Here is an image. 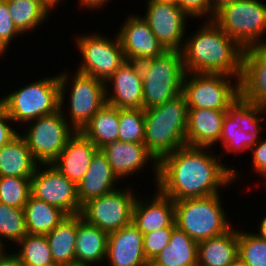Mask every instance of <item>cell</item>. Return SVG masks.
Masks as SVG:
<instances>
[{
	"mask_svg": "<svg viewBox=\"0 0 266 266\" xmlns=\"http://www.w3.org/2000/svg\"><path fill=\"white\" fill-rule=\"evenodd\" d=\"M209 150L184 146L164 156L158 162L155 187L174 202L219 194L221 189L239 179V172L227 167L219 154Z\"/></svg>",
	"mask_w": 266,
	"mask_h": 266,
	"instance_id": "obj_1",
	"label": "cell"
},
{
	"mask_svg": "<svg viewBox=\"0 0 266 266\" xmlns=\"http://www.w3.org/2000/svg\"><path fill=\"white\" fill-rule=\"evenodd\" d=\"M198 29L186 36L181 51L185 72L226 74L240 80L244 49L213 20L202 22Z\"/></svg>",
	"mask_w": 266,
	"mask_h": 266,
	"instance_id": "obj_2",
	"label": "cell"
},
{
	"mask_svg": "<svg viewBox=\"0 0 266 266\" xmlns=\"http://www.w3.org/2000/svg\"><path fill=\"white\" fill-rule=\"evenodd\" d=\"M144 145L159 162L164 156L186 146L188 108L180 93L165 103L144 110Z\"/></svg>",
	"mask_w": 266,
	"mask_h": 266,
	"instance_id": "obj_3",
	"label": "cell"
},
{
	"mask_svg": "<svg viewBox=\"0 0 266 266\" xmlns=\"http://www.w3.org/2000/svg\"><path fill=\"white\" fill-rule=\"evenodd\" d=\"M143 84V109L169 101L182 93L185 70L182 53L165 50L161 55L139 62Z\"/></svg>",
	"mask_w": 266,
	"mask_h": 266,
	"instance_id": "obj_4",
	"label": "cell"
},
{
	"mask_svg": "<svg viewBox=\"0 0 266 266\" xmlns=\"http://www.w3.org/2000/svg\"><path fill=\"white\" fill-rule=\"evenodd\" d=\"M221 203L220 193L175 201L176 227L198 243L225 234L232 228V223Z\"/></svg>",
	"mask_w": 266,
	"mask_h": 266,
	"instance_id": "obj_5",
	"label": "cell"
},
{
	"mask_svg": "<svg viewBox=\"0 0 266 266\" xmlns=\"http://www.w3.org/2000/svg\"><path fill=\"white\" fill-rule=\"evenodd\" d=\"M0 104L18 128L41 116L60 109V83L58 74L19 87L0 98ZM21 123V124H20ZM20 124V125H19ZM24 124V125H23Z\"/></svg>",
	"mask_w": 266,
	"mask_h": 266,
	"instance_id": "obj_6",
	"label": "cell"
},
{
	"mask_svg": "<svg viewBox=\"0 0 266 266\" xmlns=\"http://www.w3.org/2000/svg\"><path fill=\"white\" fill-rule=\"evenodd\" d=\"M58 77L60 83V110L64 113L63 116L70 126L75 131H81L96 112L106 104L105 83L77 71L73 75L65 70V72L59 73ZM66 93L69 97L65 99ZM67 99L69 100L67 105H69L70 114L64 110V107H66L64 101Z\"/></svg>",
	"mask_w": 266,
	"mask_h": 266,
	"instance_id": "obj_7",
	"label": "cell"
},
{
	"mask_svg": "<svg viewBox=\"0 0 266 266\" xmlns=\"http://www.w3.org/2000/svg\"><path fill=\"white\" fill-rule=\"evenodd\" d=\"M213 21L243 49L266 44V4L260 0L228 4L215 14Z\"/></svg>",
	"mask_w": 266,
	"mask_h": 266,
	"instance_id": "obj_8",
	"label": "cell"
},
{
	"mask_svg": "<svg viewBox=\"0 0 266 266\" xmlns=\"http://www.w3.org/2000/svg\"><path fill=\"white\" fill-rule=\"evenodd\" d=\"M182 93L188 109L227 111L240 97L239 79L226 74L185 73Z\"/></svg>",
	"mask_w": 266,
	"mask_h": 266,
	"instance_id": "obj_9",
	"label": "cell"
},
{
	"mask_svg": "<svg viewBox=\"0 0 266 266\" xmlns=\"http://www.w3.org/2000/svg\"><path fill=\"white\" fill-rule=\"evenodd\" d=\"M27 124L22 128L25 131L19 133L25 139L34 160L41 165L51 164L76 132L60 109Z\"/></svg>",
	"mask_w": 266,
	"mask_h": 266,
	"instance_id": "obj_10",
	"label": "cell"
},
{
	"mask_svg": "<svg viewBox=\"0 0 266 266\" xmlns=\"http://www.w3.org/2000/svg\"><path fill=\"white\" fill-rule=\"evenodd\" d=\"M97 32L90 35L81 33L75 37L76 47L82 56L76 71L105 83L126 59L117 34H114L113 39Z\"/></svg>",
	"mask_w": 266,
	"mask_h": 266,
	"instance_id": "obj_11",
	"label": "cell"
},
{
	"mask_svg": "<svg viewBox=\"0 0 266 266\" xmlns=\"http://www.w3.org/2000/svg\"><path fill=\"white\" fill-rule=\"evenodd\" d=\"M129 188L130 186L122 190L119 187L87 201L81 208L82 219L108 234L131 224L137 195L134 189Z\"/></svg>",
	"mask_w": 266,
	"mask_h": 266,
	"instance_id": "obj_12",
	"label": "cell"
},
{
	"mask_svg": "<svg viewBox=\"0 0 266 266\" xmlns=\"http://www.w3.org/2000/svg\"><path fill=\"white\" fill-rule=\"evenodd\" d=\"M31 195L60 208L67 215L81 212L82 206L77 197L76 184L51 164H38L36 167L31 178Z\"/></svg>",
	"mask_w": 266,
	"mask_h": 266,
	"instance_id": "obj_13",
	"label": "cell"
},
{
	"mask_svg": "<svg viewBox=\"0 0 266 266\" xmlns=\"http://www.w3.org/2000/svg\"><path fill=\"white\" fill-rule=\"evenodd\" d=\"M143 19L165 50L182 51L190 18L178 5L146 0Z\"/></svg>",
	"mask_w": 266,
	"mask_h": 266,
	"instance_id": "obj_14",
	"label": "cell"
},
{
	"mask_svg": "<svg viewBox=\"0 0 266 266\" xmlns=\"http://www.w3.org/2000/svg\"><path fill=\"white\" fill-rule=\"evenodd\" d=\"M141 16L138 13L129 15L115 33L119 37L125 59L128 61H145L165 51Z\"/></svg>",
	"mask_w": 266,
	"mask_h": 266,
	"instance_id": "obj_15",
	"label": "cell"
},
{
	"mask_svg": "<svg viewBox=\"0 0 266 266\" xmlns=\"http://www.w3.org/2000/svg\"><path fill=\"white\" fill-rule=\"evenodd\" d=\"M105 96L107 104L119 109H143V84L139 62L126 60L105 82Z\"/></svg>",
	"mask_w": 266,
	"mask_h": 266,
	"instance_id": "obj_16",
	"label": "cell"
},
{
	"mask_svg": "<svg viewBox=\"0 0 266 266\" xmlns=\"http://www.w3.org/2000/svg\"><path fill=\"white\" fill-rule=\"evenodd\" d=\"M114 173L120 180L142 172L150 161L154 169V180L158 181V161L144 144L115 141L101 148Z\"/></svg>",
	"mask_w": 266,
	"mask_h": 266,
	"instance_id": "obj_17",
	"label": "cell"
},
{
	"mask_svg": "<svg viewBox=\"0 0 266 266\" xmlns=\"http://www.w3.org/2000/svg\"><path fill=\"white\" fill-rule=\"evenodd\" d=\"M239 89L243 100L266 106V44L244 49Z\"/></svg>",
	"mask_w": 266,
	"mask_h": 266,
	"instance_id": "obj_18",
	"label": "cell"
},
{
	"mask_svg": "<svg viewBox=\"0 0 266 266\" xmlns=\"http://www.w3.org/2000/svg\"><path fill=\"white\" fill-rule=\"evenodd\" d=\"M105 260L110 266H149L143 234L133 223L108 234Z\"/></svg>",
	"mask_w": 266,
	"mask_h": 266,
	"instance_id": "obj_19",
	"label": "cell"
},
{
	"mask_svg": "<svg viewBox=\"0 0 266 266\" xmlns=\"http://www.w3.org/2000/svg\"><path fill=\"white\" fill-rule=\"evenodd\" d=\"M155 192L149 200L137 196L133 206L132 223L142 234L161 228L176 227L174 201L157 188Z\"/></svg>",
	"mask_w": 266,
	"mask_h": 266,
	"instance_id": "obj_20",
	"label": "cell"
},
{
	"mask_svg": "<svg viewBox=\"0 0 266 266\" xmlns=\"http://www.w3.org/2000/svg\"><path fill=\"white\" fill-rule=\"evenodd\" d=\"M97 150L88 138L80 131H76L51 165L77 185L86 174Z\"/></svg>",
	"mask_w": 266,
	"mask_h": 266,
	"instance_id": "obj_21",
	"label": "cell"
},
{
	"mask_svg": "<svg viewBox=\"0 0 266 266\" xmlns=\"http://www.w3.org/2000/svg\"><path fill=\"white\" fill-rule=\"evenodd\" d=\"M118 181L120 179L114 173L105 154L98 149L83 179L76 185L80 205L119 188Z\"/></svg>",
	"mask_w": 266,
	"mask_h": 266,
	"instance_id": "obj_22",
	"label": "cell"
},
{
	"mask_svg": "<svg viewBox=\"0 0 266 266\" xmlns=\"http://www.w3.org/2000/svg\"><path fill=\"white\" fill-rule=\"evenodd\" d=\"M227 111L188 109L186 146L210 148L217 145Z\"/></svg>",
	"mask_w": 266,
	"mask_h": 266,
	"instance_id": "obj_23",
	"label": "cell"
},
{
	"mask_svg": "<svg viewBox=\"0 0 266 266\" xmlns=\"http://www.w3.org/2000/svg\"><path fill=\"white\" fill-rule=\"evenodd\" d=\"M107 241V232L81 219L78 222L75 242V263L90 266H97V263L98 266L100 263L103 265L106 262L104 259L106 257Z\"/></svg>",
	"mask_w": 266,
	"mask_h": 266,
	"instance_id": "obj_24",
	"label": "cell"
},
{
	"mask_svg": "<svg viewBox=\"0 0 266 266\" xmlns=\"http://www.w3.org/2000/svg\"><path fill=\"white\" fill-rule=\"evenodd\" d=\"M37 166L20 133L0 148V177L32 178Z\"/></svg>",
	"mask_w": 266,
	"mask_h": 266,
	"instance_id": "obj_25",
	"label": "cell"
},
{
	"mask_svg": "<svg viewBox=\"0 0 266 266\" xmlns=\"http://www.w3.org/2000/svg\"><path fill=\"white\" fill-rule=\"evenodd\" d=\"M239 257L238 229L199 242L197 266H230Z\"/></svg>",
	"mask_w": 266,
	"mask_h": 266,
	"instance_id": "obj_26",
	"label": "cell"
},
{
	"mask_svg": "<svg viewBox=\"0 0 266 266\" xmlns=\"http://www.w3.org/2000/svg\"><path fill=\"white\" fill-rule=\"evenodd\" d=\"M198 244L175 227L168 245L149 262V266H197Z\"/></svg>",
	"mask_w": 266,
	"mask_h": 266,
	"instance_id": "obj_27",
	"label": "cell"
},
{
	"mask_svg": "<svg viewBox=\"0 0 266 266\" xmlns=\"http://www.w3.org/2000/svg\"><path fill=\"white\" fill-rule=\"evenodd\" d=\"M80 214L68 215L52 231L46 234L55 263L64 266L75 264V242Z\"/></svg>",
	"mask_w": 266,
	"mask_h": 266,
	"instance_id": "obj_28",
	"label": "cell"
},
{
	"mask_svg": "<svg viewBox=\"0 0 266 266\" xmlns=\"http://www.w3.org/2000/svg\"><path fill=\"white\" fill-rule=\"evenodd\" d=\"M80 132L98 149L118 141L119 108L106 103Z\"/></svg>",
	"mask_w": 266,
	"mask_h": 266,
	"instance_id": "obj_29",
	"label": "cell"
},
{
	"mask_svg": "<svg viewBox=\"0 0 266 266\" xmlns=\"http://www.w3.org/2000/svg\"><path fill=\"white\" fill-rule=\"evenodd\" d=\"M23 209L28 234L46 235L68 216L60 208L32 195Z\"/></svg>",
	"mask_w": 266,
	"mask_h": 266,
	"instance_id": "obj_30",
	"label": "cell"
},
{
	"mask_svg": "<svg viewBox=\"0 0 266 266\" xmlns=\"http://www.w3.org/2000/svg\"><path fill=\"white\" fill-rule=\"evenodd\" d=\"M7 6L14 25L23 36L52 17V12L40 0H7Z\"/></svg>",
	"mask_w": 266,
	"mask_h": 266,
	"instance_id": "obj_31",
	"label": "cell"
},
{
	"mask_svg": "<svg viewBox=\"0 0 266 266\" xmlns=\"http://www.w3.org/2000/svg\"><path fill=\"white\" fill-rule=\"evenodd\" d=\"M17 245L21 249L13 253L22 266H47L54 263L46 235L27 233Z\"/></svg>",
	"mask_w": 266,
	"mask_h": 266,
	"instance_id": "obj_32",
	"label": "cell"
},
{
	"mask_svg": "<svg viewBox=\"0 0 266 266\" xmlns=\"http://www.w3.org/2000/svg\"><path fill=\"white\" fill-rule=\"evenodd\" d=\"M264 113L266 114L263 106L249 103L241 97L227 109V115L240 124V129L252 135H261V131H264L262 129L264 128L262 124H265L263 120L266 121Z\"/></svg>",
	"mask_w": 266,
	"mask_h": 266,
	"instance_id": "obj_33",
	"label": "cell"
},
{
	"mask_svg": "<svg viewBox=\"0 0 266 266\" xmlns=\"http://www.w3.org/2000/svg\"><path fill=\"white\" fill-rule=\"evenodd\" d=\"M240 124L233 121L227 114L223 119L222 131L219 138V142L222 144V154L227 152H235L240 154L243 151L251 150L254 146L258 144L259 139L262 137L260 135H252L246 133L240 129Z\"/></svg>",
	"mask_w": 266,
	"mask_h": 266,
	"instance_id": "obj_34",
	"label": "cell"
},
{
	"mask_svg": "<svg viewBox=\"0 0 266 266\" xmlns=\"http://www.w3.org/2000/svg\"><path fill=\"white\" fill-rule=\"evenodd\" d=\"M27 234L24 209L0 203V241L16 244ZM3 239V240H2Z\"/></svg>",
	"mask_w": 266,
	"mask_h": 266,
	"instance_id": "obj_35",
	"label": "cell"
},
{
	"mask_svg": "<svg viewBox=\"0 0 266 266\" xmlns=\"http://www.w3.org/2000/svg\"><path fill=\"white\" fill-rule=\"evenodd\" d=\"M144 109H119L118 141L144 144Z\"/></svg>",
	"mask_w": 266,
	"mask_h": 266,
	"instance_id": "obj_36",
	"label": "cell"
},
{
	"mask_svg": "<svg viewBox=\"0 0 266 266\" xmlns=\"http://www.w3.org/2000/svg\"><path fill=\"white\" fill-rule=\"evenodd\" d=\"M239 229L238 258L247 266H266V239Z\"/></svg>",
	"mask_w": 266,
	"mask_h": 266,
	"instance_id": "obj_37",
	"label": "cell"
},
{
	"mask_svg": "<svg viewBox=\"0 0 266 266\" xmlns=\"http://www.w3.org/2000/svg\"><path fill=\"white\" fill-rule=\"evenodd\" d=\"M31 195V178L0 177V203L23 209Z\"/></svg>",
	"mask_w": 266,
	"mask_h": 266,
	"instance_id": "obj_38",
	"label": "cell"
},
{
	"mask_svg": "<svg viewBox=\"0 0 266 266\" xmlns=\"http://www.w3.org/2000/svg\"><path fill=\"white\" fill-rule=\"evenodd\" d=\"M22 33L14 25L8 10L7 0H0V58L7 53L11 40L18 37Z\"/></svg>",
	"mask_w": 266,
	"mask_h": 266,
	"instance_id": "obj_39",
	"label": "cell"
},
{
	"mask_svg": "<svg viewBox=\"0 0 266 266\" xmlns=\"http://www.w3.org/2000/svg\"><path fill=\"white\" fill-rule=\"evenodd\" d=\"M175 227L161 228L151 233L143 234V250L150 262L168 245Z\"/></svg>",
	"mask_w": 266,
	"mask_h": 266,
	"instance_id": "obj_40",
	"label": "cell"
},
{
	"mask_svg": "<svg viewBox=\"0 0 266 266\" xmlns=\"http://www.w3.org/2000/svg\"><path fill=\"white\" fill-rule=\"evenodd\" d=\"M178 6L192 19L201 18L202 20L207 17L206 20H212L209 0H178Z\"/></svg>",
	"mask_w": 266,
	"mask_h": 266,
	"instance_id": "obj_41",
	"label": "cell"
},
{
	"mask_svg": "<svg viewBox=\"0 0 266 266\" xmlns=\"http://www.w3.org/2000/svg\"><path fill=\"white\" fill-rule=\"evenodd\" d=\"M252 153V168L254 173L264 175L266 173V139L262 137L259 139L258 144L254 146Z\"/></svg>",
	"mask_w": 266,
	"mask_h": 266,
	"instance_id": "obj_42",
	"label": "cell"
},
{
	"mask_svg": "<svg viewBox=\"0 0 266 266\" xmlns=\"http://www.w3.org/2000/svg\"><path fill=\"white\" fill-rule=\"evenodd\" d=\"M10 123L14 124L5 108L0 104V148L18 134V129L13 128V124Z\"/></svg>",
	"mask_w": 266,
	"mask_h": 266,
	"instance_id": "obj_43",
	"label": "cell"
},
{
	"mask_svg": "<svg viewBox=\"0 0 266 266\" xmlns=\"http://www.w3.org/2000/svg\"><path fill=\"white\" fill-rule=\"evenodd\" d=\"M110 0H79L80 3V7L85 8L87 10H94V9H98L100 10V8L102 9L103 7H105V5L109 2ZM103 6V7H102Z\"/></svg>",
	"mask_w": 266,
	"mask_h": 266,
	"instance_id": "obj_44",
	"label": "cell"
},
{
	"mask_svg": "<svg viewBox=\"0 0 266 266\" xmlns=\"http://www.w3.org/2000/svg\"><path fill=\"white\" fill-rule=\"evenodd\" d=\"M0 266H22L18 257L12 252H6L0 258Z\"/></svg>",
	"mask_w": 266,
	"mask_h": 266,
	"instance_id": "obj_45",
	"label": "cell"
},
{
	"mask_svg": "<svg viewBox=\"0 0 266 266\" xmlns=\"http://www.w3.org/2000/svg\"><path fill=\"white\" fill-rule=\"evenodd\" d=\"M212 8V20L215 14L224 6L231 4L237 0H209Z\"/></svg>",
	"mask_w": 266,
	"mask_h": 266,
	"instance_id": "obj_46",
	"label": "cell"
},
{
	"mask_svg": "<svg viewBox=\"0 0 266 266\" xmlns=\"http://www.w3.org/2000/svg\"><path fill=\"white\" fill-rule=\"evenodd\" d=\"M262 219L260 220L259 226H258V232H254L256 233L257 236L266 239V214L265 216L261 217Z\"/></svg>",
	"mask_w": 266,
	"mask_h": 266,
	"instance_id": "obj_47",
	"label": "cell"
},
{
	"mask_svg": "<svg viewBox=\"0 0 266 266\" xmlns=\"http://www.w3.org/2000/svg\"><path fill=\"white\" fill-rule=\"evenodd\" d=\"M40 1L47 7L49 11H53L55 7H58L57 5H60L59 3L61 2V0H40Z\"/></svg>",
	"mask_w": 266,
	"mask_h": 266,
	"instance_id": "obj_48",
	"label": "cell"
},
{
	"mask_svg": "<svg viewBox=\"0 0 266 266\" xmlns=\"http://www.w3.org/2000/svg\"><path fill=\"white\" fill-rule=\"evenodd\" d=\"M6 242L2 243L0 241V258L6 253V247L8 248V245L5 244ZM5 244V245H4ZM7 245V246H6Z\"/></svg>",
	"mask_w": 266,
	"mask_h": 266,
	"instance_id": "obj_49",
	"label": "cell"
},
{
	"mask_svg": "<svg viewBox=\"0 0 266 266\" xmlns=\"http://www.w3.org/2000/svg\"><path fill=\"white\" fill-rule=\"evenodd\" d=\"M151 1H157V2H161V3H169V4L178 5V0H151Z\"/></svg>",
	"mask_w": 266,
	"mask_h": 266,
	"instance_id": "obj_50",
	"label": "cell"
},
{
	"mask_svg": "<svg viewBox=\"0 0 266 266\" xmlns=\"http://www.w3.org/2000/svg\"><path fill=\"white\" fill-rule=\"evenodd\" d=\"M230 266H247L245 263H243L239 258Z\"/></svg>",
	"mask_w": 266,
	"mask_h": 266,
	"instance_id": "obj_51",
	"label": "cell"
},
{
	"mask_svg": "<svg viewBox=\"0 0 266 266\" xmlns=\"http://www.w3.org/2000/svg\"><path fill=\"white\" fill-rule=\"evenodd\" d=\"M47 266H64V265H62V264H59V263H52V264H49V265H47Z\"/></svg>",
	"mask_w": 266,
	"mask_h": 266,
	"instance_id": "obj_52",
	"label": "cell"
},
{
	"mask_svg": "<svg viewBox=\"0 0 266 266\" xmlns=\"http://www.w3.org/2000/svg\"><path fill=\"white\" fill-rule=\"evenodd\" d=\"M67 266H90V265H83V264H72V265H67Z\"/></svg>",
	"mask_w": 266,
	"mask_h": 266,
	"instance_id": "obj_53",
	"label": "cell"
},
{
	"mask_svg": "<svg viewBox=\"0 0 266 266\" xmlns=\"http://www.w3.org/2000/svg\"><path fill=\"white\" fill-rule=\"evenodd\" d=\"M264 178V179H263ZM262 179L264 181V184H265V188H266V173L264 175H262Z\"/></svg>",
	"mask_w": 266,
	"mask_h": 266,
	"instance_id": "obj_54",
	"label": "cell"
}]
</instances>
